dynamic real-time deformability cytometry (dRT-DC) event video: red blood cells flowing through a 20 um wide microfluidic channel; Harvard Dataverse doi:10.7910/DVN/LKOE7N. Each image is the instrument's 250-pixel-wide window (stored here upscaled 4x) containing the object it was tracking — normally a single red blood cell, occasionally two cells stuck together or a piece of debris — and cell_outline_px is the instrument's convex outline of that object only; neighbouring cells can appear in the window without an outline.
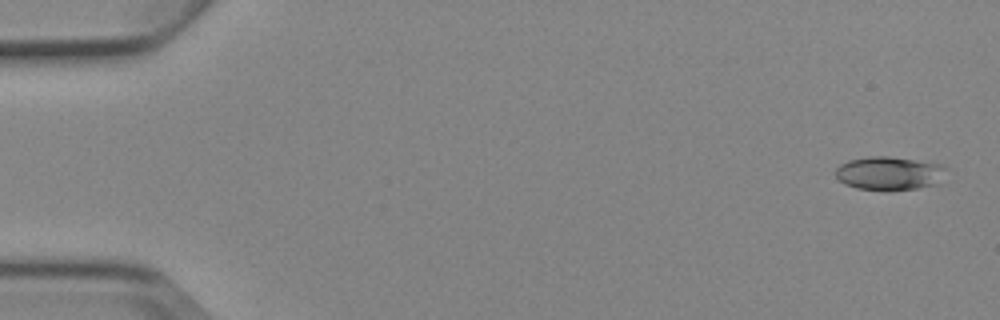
{"species": "Egyptian fruit bat (a non-hibernating species)", "species_latin": "Rousettus aegyptiacus", "temperature_condition": "cold", "stored_images_in_passage": 6, "camera_frame_rate_fps": 3000, "um_per_image_px": 0.085, "animal": {"sex": "female"}, "frame": {"image": 1, "passage_image": 1, "time_ms": 0.0, "image_size_px": [1000, 320], "cell_outline_px": [[948, 168], [936, 184], [916, 188], [888, 192], [856, 188], [844, 184], [836, 176], [836, 168], [840, 164], [848, 160], [868, 156], [888, 156], [940, 164]], "centroid_in_image_um": [75.55, 14.74], "position_along_channel_um": 9.5, "area_um2": 21.79}}
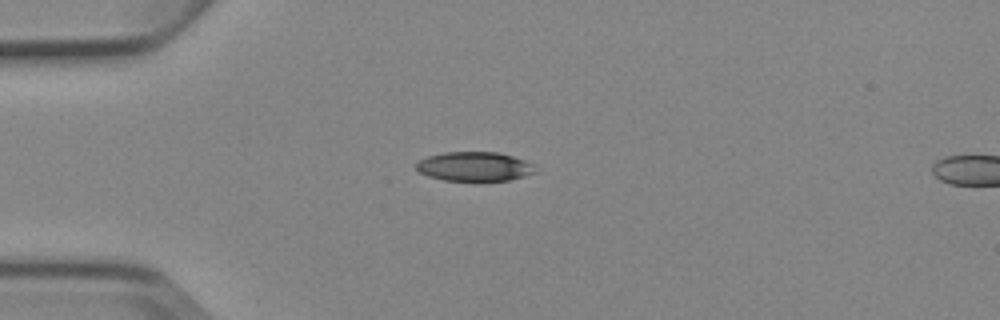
{"frame": {"image": 2, "passage_image": 4, "time_ms": 4.0, "image_size_px": [1000, 320], "cell_outline_px": [[536, 172], [524, 176], [508, 180], [444, 180], [428, 176], [420, 172], [416, 168], [416, 164], [420, 160], [428, 156], [444, 152], [496, 152], [512, 156], [524, 160], [532, 164]], "centroid_in_image_um": [40.31, 14.14], "position_along_channel_um": 44.7, "area_um2": 20.0}}
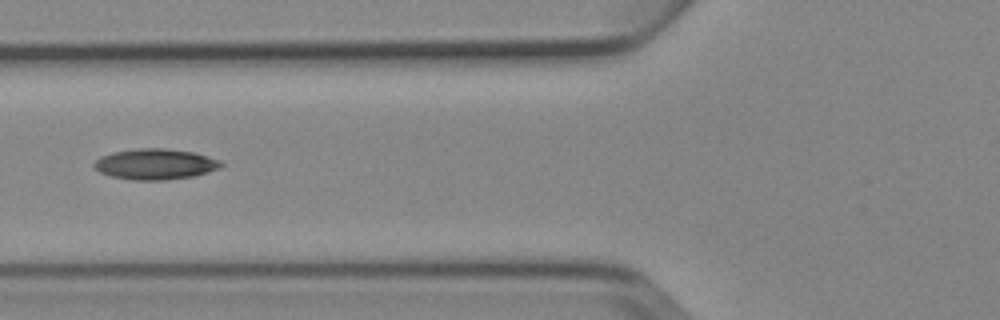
{"frame": {"image": 3, "passage_image": 6, "time_ms": 6.333, "image_size_px": [1000, 320], "cell_outline_px": [[224, 164], [220, 168], [196, 176], [168, 180], [132, 180], [112, 176], [100, 172], [92, 164], [100, 156], [112, 152], [140, 148], [164, 148], [192, 152], [208, 156], [220, 160]], "centroid_in_image_um": [13.22, 13.95], "position_along_channel_um": 112.6, "area_um2": 22.83}}